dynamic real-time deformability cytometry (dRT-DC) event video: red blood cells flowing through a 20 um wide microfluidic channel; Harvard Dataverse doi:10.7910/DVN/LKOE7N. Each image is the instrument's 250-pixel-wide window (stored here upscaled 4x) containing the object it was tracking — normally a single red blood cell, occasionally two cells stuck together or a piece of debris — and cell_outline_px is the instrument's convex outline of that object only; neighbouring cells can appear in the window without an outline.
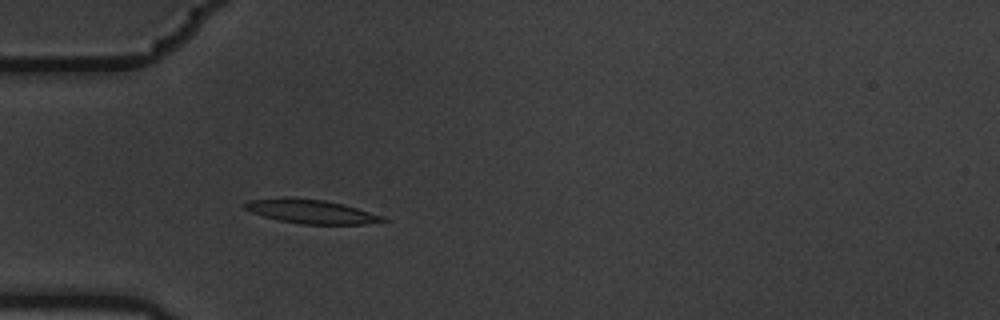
{"species": "common noctule bat (a hibernating species)", "species_latin": "Nyctalus noctula", "temperature_condition": "warm", "stored_images_in_passage": 4, "camera_frame_rate_fps": 3000, "um_per_image_px": 0.085, "animal": {"sex": "male", "body_mass_g": 19.5, "forearm_length_mm": 54.6}, "frame": {"image": 1, "passage_image": 4, "time_ms": 1.0, "image_size_px": [1000, 320], "cell_outline_px": [[388, 220], [364, 224], [300, 224], [280, 220], [264, 216], [252, 212], [244, 208], [244, 204], [248, 200], [284, 196], [288, 196], [324, 200], [344, 204], [384, 216]], "centroid_in_image_um": [26.42, 17.96], "position_along_channel_um": 58.6, "area_um2": 19.36}}